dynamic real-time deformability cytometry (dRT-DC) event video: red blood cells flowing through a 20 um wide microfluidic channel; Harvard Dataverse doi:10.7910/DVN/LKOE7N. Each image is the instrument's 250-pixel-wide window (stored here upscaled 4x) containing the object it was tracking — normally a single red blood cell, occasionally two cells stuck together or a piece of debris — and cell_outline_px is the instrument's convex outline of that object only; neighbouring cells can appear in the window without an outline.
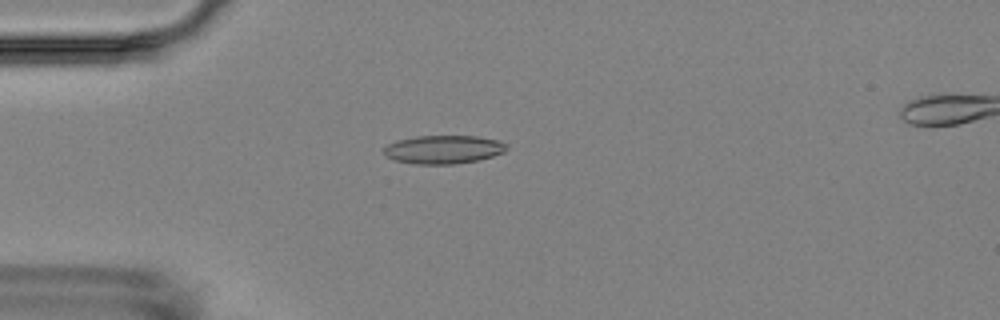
{"species": "Egyptian fruit bat (a non-hibernating species)", "species_latin": "Rousettus aegyptiacus", "temperature_condition": "room temperature", "stored_images_in_passage": 4, "camera_frame_rate_fps": 3000, "um_per_image_px": 0.085, "animal": {"sex": "female"}, "frame": {"image": 1, "passage_image": 3, "time_ms": 2.333, "image_size_px": [1000, 320], "cell_outline_px": [[508, 148], [504, 152], [480, 160], [456, 164], [416, 164], [396, 160], [384, 156], [384, 148], [388, 144], [396, 140], [416, 136], [476, 136], [496, 140], [508, 144]], "centroid_in_image_um": [37.7, 12.71], "position_along_channel_um": 47.3, "area_um2": 20.4}}